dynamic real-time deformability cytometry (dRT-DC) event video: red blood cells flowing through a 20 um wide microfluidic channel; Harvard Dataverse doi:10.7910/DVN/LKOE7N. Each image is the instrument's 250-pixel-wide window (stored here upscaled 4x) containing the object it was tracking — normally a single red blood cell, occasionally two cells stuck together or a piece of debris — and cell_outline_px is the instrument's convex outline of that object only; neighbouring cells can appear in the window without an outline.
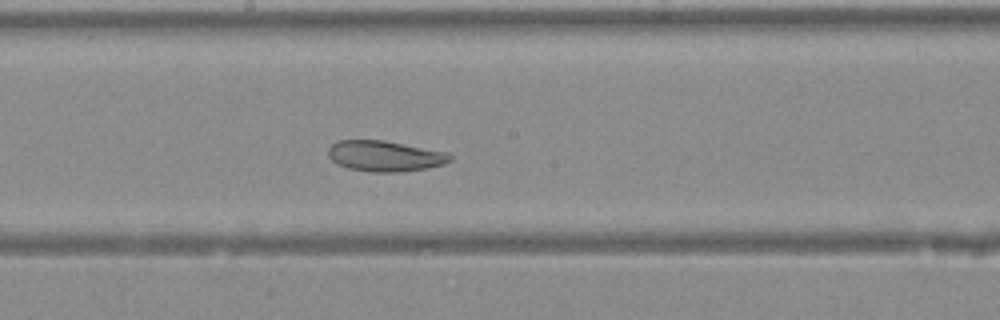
{"species": "Egyptian fruit bat (a non-hibernating species)", "species_latin": "Rousettus aegyptiacus", "temperature_condition": "warm", "stored_images_in_passage": 42, "segment_of_instrument_passage": [1, 2], "camera_frame_rate_fps": 3000, "um_per_image_px": 0.085, "animal": {"sex": "female"}, "frame": {"image": 1, "passage_image": 22, "time_ms": 7.0, "image_size_px": [1000, 320], "cell_outline_px": [[452, 160], [444, 164], [428, 168], [400, 172], [372, 172], [348, 168], [336, 164], [328, 156], [328, 148], [336, 140], [384, 140], [452, 152]], "centroid_in_image_um": [32.76, 13.25], "position_along_channel_um": 215.4, "area_um2": 22.25}}
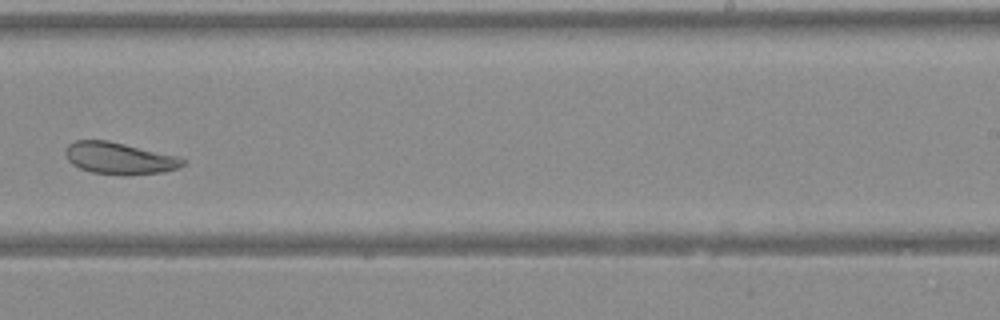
{"frame": {"image": 2, "passage_image": 26, "time_ms": 8.333, "image_size_px": [1000, 320], "cell_outline_px": [[188, 160], [184, 164], [176, 168], [164, 172], [92, 172], [80, 168], [72, 164], [68, 160], [64, 152], [68, 144], [76, 140], [108, 140], [180, 156]], "centroid_in_image_um": [10.14, 13.39], "position_along_channel_um": 278.9, "area_um2": 21.04}}
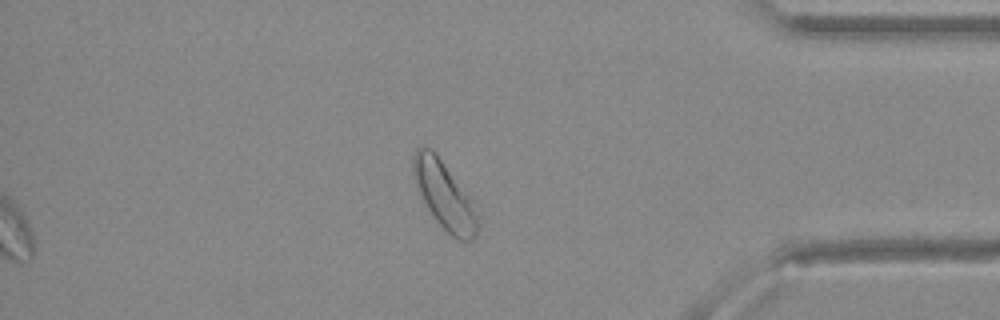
{"frame": {"image": 3, "passage_image": 35, "time_ms": 11.333, "image_size_px": [1000, 320], "cell_outline_px": [[480, 224], [472, 240], [456, 240], [436, 220], [428, 208], [416, 184], [412, 172], [412, 156], [416, 148], [428, 148], [440, 160], [468, 196], [480, 212]], "centroid_in_image_um": [37.8, 16.66], "position_along_channel_um": 397.4, "area_um2": 24.62}}